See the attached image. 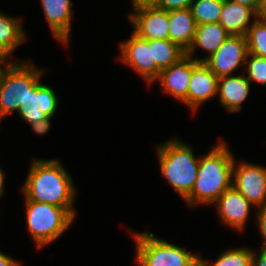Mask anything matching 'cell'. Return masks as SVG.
I'll return each instance as SVG.
<instances>
[{
	"instance_id": "6da1fadb",
	"label": "cell",
	"mask_w": 266,
	"mask_h": 266,
	"mask_svg": "<svg viewBox=\"0 0 266 266\" xmlns=\"http://www.w3.org/2000/svg\"><path fill=\"white\" fill-rule=\"evenodd\" d=\"M22 191L25 200L63 207L73 218L75 187L67 171L58 160H34Z\"/></svg>"
},
{
	"instance_id": "7a4b0ae2",
	"label": "cell",
	"mask_w": 266,
	"mask_h": 266,
	"mask_svg": "<svg viewBox=\"0 0 266 266\" xmlns=\"http://www.w3.org/2000/svg\"><path fill=\"white\" fill-rule=\"evenodd\" d=\"M234 158L224 142L219 143L203 158L200 157L197 179L191 193L184 199L189 206L215 203L232 187Z\"/></svg>"
},
{
	"instance_id": "3957f363",
	"label": "cell",
	"mask_w": 266,
	"mask_h": 266,
	"mask_svg": "<svg viewBox=\"0 0 266 266\" xmlns=\"http://www.w3.org/2000/svg\"><path fill=\"white\" fill-rule=\"evenodd\" d=\"M160 171L177 193L185 199L192 191L200 158L193 150L176 139L157 147Z\"/></svg>"
},
{
	"instance_id": "277c9868",
	"label": "cell",
	"mask_w": 266,
	"mask_h": 266,
	"mask_svg": "<svg viewBox=\"0 0 266 266\" xmlns=\"http://www.w3.org/2000/svg\"><path fill=\"white\" fill-rule=\"evenodd\" d=\"M42 74L41 69L25 61L11 62L6 67L0 81V120L25 105L29 90L40 81Z\"/></svg>"
},
{
	"instance_id": "5b68a950",
	"label": "cell",
	"mask_w": 266,
	"mask_h": 266,
	"mask_svg": "<svg viewBox=\"0 0 266 266\" xmlns=\"http://www.w3.org/2000/svg\"><path fill=\"white\" fill-rule=\"evenodd\" d=\"M26 222L38 247L57 239L74 218L63 208L26 200Z\"/></svg>"
},
{
	"instance_id": "8992f818",
	"label": "cell",
	"mask_w": 266,
	"mask_h": 266,
	"mask_svg": "<svg viewBox=\"0 0 266 266\" xmlns=\"http://www.w3.org/2000/svg\"><path fill=\"white\" fill-rule=\"evenodd\" d=\"M140 266H196L200 257L182 247L154 237L153 233H133Z\"/></svg>"
},
{
	"instance_id": "52a82bcc",
	"label": "cell",
	"mask_w": 266,
	"mask_h": 266,
	"mask_svg": "<svg viewBox=\"0 0 266 266\" xmlns=\"http://www.w3.org/2000/svg\"><path fill=\"white\" fill-rule=\"evenodd\" d=\"M236 165L234 160L232 186L252 205L266 207V168L248 162Z\"/></svg>"
},
{
	"instance_id": "ba28073f",
	"label": "cell",
	"mask_w": 266,
	"mask_h": 266,
	"mask_svg": "<svg viewBox=\"0 0 266 266\" xmlns=\"http://www.w3.org/2000/svg\"><path fill=\"white\" fill-rule=\"evenodd\" d=\"M121 60L132 67L146 82L157 80L161 70L156 66L152 54V40L140 38L134 32L127 41L120 43Z\"/></svg>"
},
{
	"instance_id": "9c48e42d",
	"label": "cell",
	"mask_w": 266,
	"mask_h": 266,
	"mask_svg": "<svg viewBox=\"0 0 266 266\" xmlns=\"http://www.w3.org/2000/svg\"><path fill=\"white\" fill-rule=\"evenodd\" d=\"M248 47L246 36L229 35L223 44L204 62L219 78L232 75L238 66L246 64Z\"/></svg>"
},
{
	"instance_id": "30bf717a",
	"label": "cell",
	"mask_w": 266,
	"mask_h": 266,
	"mask_svg": "<svg viewBox=\"0 0 266 266\" xmlns=\"http://www.w3.org/2000/svg\"><path fill=\"white\" fill-rule=\"evenodd\" d=\"M135 12L129 17L134 24V33L145 40L169 39V11L152 4L134 6Z\"/></svg>"
},
{
	"instance_id": "8fae6325",
	"label": "cell",
	"mask_w": 266,
	"mask_h": 266,
	"mask_svg": "<svg viewBox=\"0 0 266 266\" xmlns=\"http://www.w3.org/2000/svg\"><path fill=\"white\" fill-rule=\"evenodd\" d=\"M218 77L204 62L192 59V74L187 91V106L192 111L217 93Z\"/></svg>"
},
{
	"instance_id": "7c38bea8",
	"label": "cell",
	"mask_w": 266,
	"mask_h": 266,
	"mask_svg": "<svg viewBox=\"0 0 266 266\" xmlns=\"http://www.w3.org/2000/svg\"><path fill=\"white\" fill-rule=\"evenodd\" d=\"M57 96L47 85L40 81L29 90V96L24 106H20L19 116L29 124L48 116L53 117L57 110Z\"/></svg>"
},
{
	"instance_id": "4fadbf2b",
	"label": "cell",
	"mask_w": 266,
	"mask_h": 266,
	"mask_svg": "<svg viewBox=\"0 0 266 266\" xmlns=\"http://www.w3.org/2000/svg\"><path fill=\"white\" fill-rule=\"evenodd\" d=\"M215 204L223 222L236 230L244 229L252 204L238 190L228 188Z\"/></svg>"
},
{
	"instance_id": "5bb4252c",
	"label": "cell",
	"mask_w": 266,
	"mask_h": 266,
	"mask_svg": "<svg viewBox=\"0 0 266 266\" xmlns=\"http://www.w3.org/2000/svg\"><path fill=\"white\" fill-rule=\"evenodd\" d=\"M192 74V58L183 57L179 62L161 70L159 79L165 92L187 105V91Z\"/></svg>"
},
{
	"instance_id": "9a60e30c",
	"label": "cell",
	"mask_w": 266,
	"mask_h": 266,
	"mask_svg": "<svg viewBox=\"0 0 266 266\" xmlns=\"http://www.w3.org/2000/svg\"><path fill=\"white\" fill-rule=\"evenodd\" d=\"M46 21L57 39L66 44L71 31V0H41Z\"/></svg>"
},
{
	"instance_id": "2e32d148",
	"label": "cell",
	"mask_w": 266,
	"mask_h": 266,
	"mask_svg": "<svg viewBox=\"0 0 266 266\" xmlns=\"http://www.w3.org/2000/svg\"><path fill=\"white\" fill-rule=\"evenodd\" d=\"M250 91V81L245 76L226 75L218 78L217 93L221 104L230 112H239L241 103Z\"/></svg>"
},
{
	"instance_id": "e0dca14e",
	"label": "cell",
	"mask_w": 266,
	"mask_h": 266,
	"mask_svg": "<svg viewBox=\"0 0 266 266\" xmlns=\"http://www.w3.org/2000/svg\"><path fill=\"white\" fill-rule=\"evenodd\" d=\"M196 26L190 8L169 10V39L186 52L193 43Z\"/></svg>"
},
{
	"instance_id": "ac0fdd59",
	"label": "cell",
	"mask_w": 266,
	"mask_h": 266,
	"mask_svg": "<svg viewBox=\"0 0 266 266\" xmlns=\"http://www.w3.org/2000/svg\"><path fill=\"white\" fill-rule=\"evenodd\" d=\"M252 16H257L252 8L223 0L219 23L229 35L246 36L250 27L249 20Z\"/></svg>"
},
{
	"instance_id": "d6986e66",
	"label": "cell",
	"mask_w": 266,
	"mask_h": 266,
	"mask_svg": "<svg viewBox=\"0 0 266 266\" xmlns=\"http://www.w3.org/2000/svg\"><path fill=\"white\" fill-rule=\"evenodd\" d=\"M228 36L229 34L219 22L197 25L193 43L186 52V55L193 58L194 49L199 46L209 52V55L204 59H194L198 62H205L223 44Z\"/></svg>"
},
{
	"instance_id": "ffe728a7",
	"label": "cell",
	"mask_w": 266,
	"mask_h": 266,
	"mask_svg": "<svg viewBox=\"0 0 266 266\" xmlns=\"http://www.w3.org/2000/svg\"><path fill=\"white\" fill-rule=\"evenodd\" d=\"M20 22L21 20L0 13V55L9 57L26 39Z\"/></svg>"
},
{
	"instance_id": "44dd1931",
	"label": "cell",
	"mask_w": 266,
	"mask_h": 266,
	"mask_svg": "<svg viewBox=\"0 0 266 266\" xmlns=\"http://www.w3.org/2000/svg\"><path fill=\"white\" fill-rule=\"evenodd\" d=\"M152 54L156 66L163 70L179 62L186 56V51L170 39H155L152 40Z\"/></svg>"
},
{
	"instance_id": "7402d4cb",
	"label": "cell",
	"mask_w": 266,
	"mask_h": 266,
	"mask_svg": "<svg viewBox=\"0 0 266 266\" xmlns=\"http://www.w3.org/2000/svg\"><path fill=\"white\" fill-rule=\"evenodd\" d=\"M223 0H193L190 6L196 25L219 22Z\"/></svg>"
},
{
	"instance_id": "603a6c76",
	"label": "cell",
	"mask_w": 266,
	"mask_h": 266,
	"mask_svg": "<svg viewBox=\"0 0 266 266\" xmlns=\"http://www.w3.org/2000/svg\"><path fill=\"white\" fill-rule=\"evenodd\" d=\"M248 53L266 58V21L254 19L246 34Z\"/></svg>"
},
{
	"instance_id": "cb8c5ba5",
	"label": "cell",
	"mask_w": 266,
	"mask_h": 266,
	"mask_svg": "<svg viewBox=\"0 0 266 266\" xmlns=\"http://www.w3.org/2000/svg\"><path fill=\"white\" fill-rule=\"evenodd\" d=\"M253 251L247 248L229 249L223 252L212 266H252ZM201 266L209 262L200 258Z\"/></svg>"
},
{
	"instance_id": "d4e9b609",
	"label": "cell",
	"mask_w": 266,
	"mask_h": 266,
	"mask_svg": "<svg viewBox=\"0 0 266 266\" xmlns=\"http://www.w3.org/2000/svg\"><path fill=\"white\" fill-rule=\"evenodd\" d=\"M249 62L247 68V79L251 82L252 80L266 85V58L259 57L248 53Z\"/></svg>"
},
{
	"instance_id": "484cf974",
	"label": "cell",
	"mask_w": 266,
	"mask_h": 266,
	"mask_svg": "<svg viewBox=\"0 0 266 266\" xmlns=\"http://www.w3.org/2000/svg\"><path fill=\"white\" fill-rule=\"evenodd\" d=\"M193 0H154L153 6L162 10H174L190 8Z\"/></svg>"
},
{
	"instance_id": "4316f807",
	"label": "cell",
	"mask_w": 266,
	"mask_h": 266,
	"mask_svg": "<svg viewBox=\"0 0 266 266\" xmlns=\"http://www.w3.org/2000/svg\"><path fill=\"white\" fill-rule=\"evenodd\" d=\"M257 221L260 228L259 230L264 239V243L261 246V249L266 250V207L260 208L258 210Z\"/></svg>"
},
{
	"instance_id": "83f0119b",
	"label": "cell",
	"mask_w": 266,
	"mask_h": 266,
	"mask_svg": "<svg viewBox=\"0 0 266 266\" xmlns=\"http://www.w3.org/2000/svg\"><path fill=\"white\" fill-rule=\"evenodd\" d=\"M52 117H44L42 119H40L39 121L33 122L31 125V127L33 128V130L38 133V134H45L47 133V131L50 129V120Z\"/></svg>"
},
{
	"instance_id": "f1b7e54d",
	"label": "cell",
	"mask_w": 266,
	"mask_h": 266,
	"mask_svg": "<svg viewBox=\"0 0 266 266\" xmlns=\"http://www.w3.org/2000/svg\"><path fill=\"white\" fill-rule=\"evenodd\" d=\"M252 266H266V250L261 249L259 257L253 252Z\"/></svg>"
},
{
	"instance_id": "f546056e",
	"label": "cell",
	"mask_w": 266,
	"mask_h": 266,
	"mask_svg": "<svg viewBox=\"0 0 266 266\" xmlns=\"http://www.w3.org/2000/svg\"><path fill=\"white\" fill-rule=\"evenodd\" d=\"M234 3L241 4L246 7L252 8L256 13L259 7L260 0H229Z\"/></svg>"
},
{
	"instance_id": "4dcf8cb0",
	"label": "cell",
	"mask_w": 266,
	"mask_h": 266,
	"mask_svg": "<svg viewBox=\"0 0 266 266\" xmlns=\"http://www.w3.org/2000/svg\"><path fill=\"white\" fill-rule=\"evenodd\" d=\"M19 262L0 252V266H19Z\"/></svg>"
},
{
	"instance_id": "1f68e13d",
	"label": "cell",
	"mask_w": 266,
	"mask_h": 266,
	"mask_svg": "<svg viewBox=\"0 0 266 266\" xmlns=\"http://www.w3.org/2000/svg\"><path fill=\"white\" fill-rule=\"evenodd\" d=\"M256 18L266 21V0H260Z\"/></svg>"
},
{
	"instance_id": "d6a6232c",
	"label": "cell",
	"mask_w": 266,
	"mask_h": 266,
	"mask_svg": "<svg viewBox=\"0 0 266 266\" xmlns=\"http://www.w3.org/2000/svg\"><path fill=\"white\" fill-rule=\"evenodd\" d=\"M6 60H7V57L0 55V62L5 64V68L4 69L2 67H0V81H1V77H2V74H3L4 70L11 63V61L7 62Z\"/></svg>"
},
{
	"instance_id": "836d02e7",
	"label": "cell",
	"mask_w": 266,
	"mask_h": 266,
	"mask_svg": "<svg viewBox=\"0 0 266 266\" xmlns=\"http://www.w3.org/2000/svg\"><path fill=\"white\" fill-rule=\"evenodd\" d=\"M4 180H5V174L3 173L2 169L0 168V197L2 196L4 192Z\"/></svg>"
},
{
	"instance_id": "e575fe53",
	"label": "cell",
	"mask_w": 266,
	"mask_h": 266,
	"mask_svg": "<svg viewBox=\"0 0 266 266\" xmlns=\"http://www.w3.org/2000/svg\"><path fill=\"white\" fill-rule=\"evenodd\" d=\"M154 0H132L133 7L141 4H152Z\"/></svg>"
}]
</instances>
